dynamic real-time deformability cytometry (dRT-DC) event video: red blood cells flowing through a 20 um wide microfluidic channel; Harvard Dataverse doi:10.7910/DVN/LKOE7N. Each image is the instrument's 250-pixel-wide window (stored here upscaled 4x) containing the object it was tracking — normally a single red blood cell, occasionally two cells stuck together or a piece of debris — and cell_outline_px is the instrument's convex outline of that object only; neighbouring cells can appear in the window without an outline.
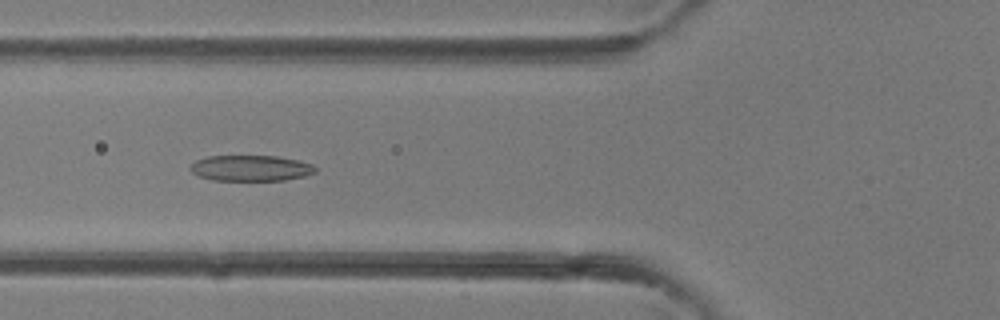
{"species": "common noctule bat (a hibernating species)", "species_latin": "Nyctalus noctula", "temperature_condition": "room temperature", "stored_images_in_passage": 39, "camera_frame_rate_fps": 3000, "um_per_image_px": 0.085, "animal": {"sex": "female"}, "frame": {"image": 1, "passage_image": 14, "time_ms": 4.333, "image_size_px": [1000, 320], "cell_outline_px": [[316, 172], [304, 176], [284, 180], [212, 180], [196, 176], [188, 168], [196, 160], [208, 156], [276, 156], [296, 160], [312, 164], [316, 168]], "centroid_in_image_um": [21.27, 14.29], "position_along_channel_um": 104.5, "area_um2": 18.79}}
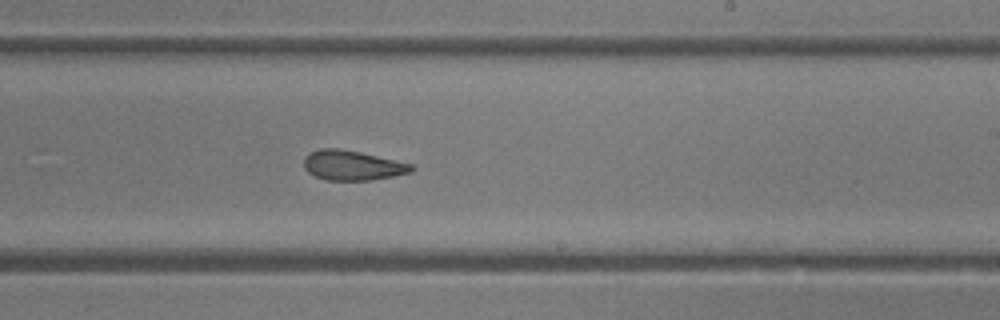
{"frame": {"image": 2, "passage_image": 23, "time_ms": 7.333, "image_size_px": [1000, 320], "cell_outline_px": [[416, 168], [412, 172], [372, 180], [328, 180], [316, 176], [308, 172], [304, 168], [304, 156], [308, 152], [320, 148], [340, 148], [360, 152], [412, 164]], "centroid_in_image_um": [29.93, 14.04], "position_along_channel_um": 259.1, "area_um2": 18.73}}
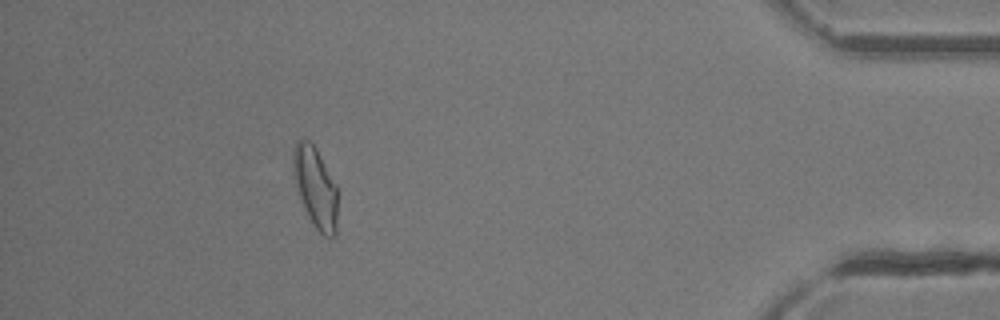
{"frame": {"image": 3, "passage_image": 35, "time_ms": 11.333, "image_size_px": [1000, 320], "cell_outline_px": [[336, 232], [332, 236], [324, 236], [312, 224], [304, 208], [292, 172], [292, 152], [296, 140], [300, 136], [308, 140], [316, 148], [336, 184]], "centroid_in_image_um": [26.77, 15.85], "position_along_channel_um": 408.4, "area_um2": 20.81}}